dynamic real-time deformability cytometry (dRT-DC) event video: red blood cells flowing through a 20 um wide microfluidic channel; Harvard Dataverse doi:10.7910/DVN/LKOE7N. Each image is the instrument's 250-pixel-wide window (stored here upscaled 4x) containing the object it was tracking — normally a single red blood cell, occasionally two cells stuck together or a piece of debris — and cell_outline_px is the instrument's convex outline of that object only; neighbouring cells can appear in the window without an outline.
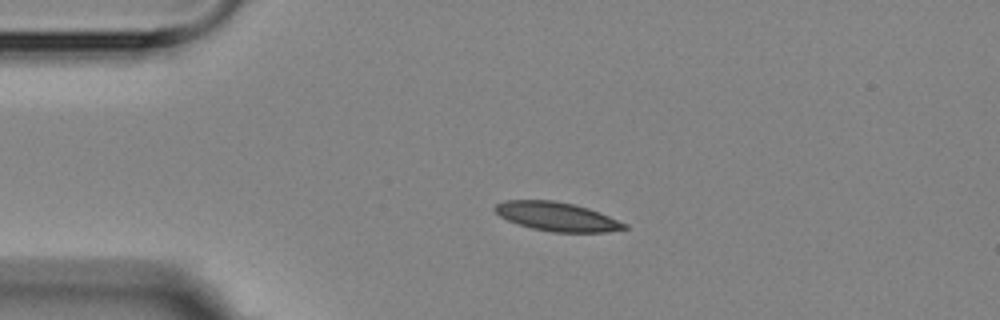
{"species": "Egyptian fruit bat (a non-hibernating species)", "species_latin": "Rousettus aegyptiacus", "temperature_condition": "room temperature", "stored_images_in_passage": 4, "camera_frame_rate_fps": 3000, "um_per_image_px": 0.085, "animal": {"sex": "female"}, "frame": {"image": 1, "passage_image": 3, "time_ms": 2.333, "image_size_px": [1000, 320], "cell_outline_px": [[628, 228], [608, 232], [552, 232], [532, 228], [516, 224], [500, 216], [492, 208], [496, 204], [504, 200], [552, 200], [572, 204], [588, 208], [600, 212], [628, 224]], "centroid_in_image_um": [47.34, 18.41], "position_along_channel_um": 37.7, "area_um2": 21.85}}